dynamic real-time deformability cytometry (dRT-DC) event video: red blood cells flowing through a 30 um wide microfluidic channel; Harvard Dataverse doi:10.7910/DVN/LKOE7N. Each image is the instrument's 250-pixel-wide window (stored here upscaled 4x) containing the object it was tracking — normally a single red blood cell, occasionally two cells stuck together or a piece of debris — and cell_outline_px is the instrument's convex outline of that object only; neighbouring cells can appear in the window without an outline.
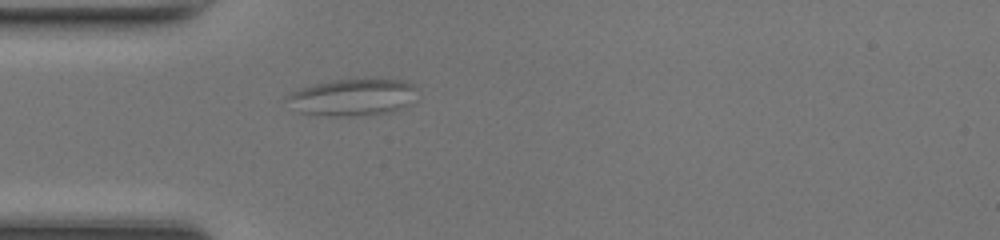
{"species": "common noctule bat (a hibernating species)", "species_latin": "Nyctalus noctula", "temperature_condition": "room temperature", "stored_images_in_passage": 27, "camera_frame_rate_fps": 3000, "um_per_image_px": 0.085, "animal": {"sex": "female", "body_mass_g": 17.0, "forearm_length_mm": 48.0}, "frame": {"image": 1, "passage_image": 2, "time_ms": 0.333, "image_size_px": [1000, 240], "cell_outline_px": [[412, 88], [404, 104], [392, 112], [348, 116], [328, 116], [300, 112], [288, 96], [288, 92], [296, 88], [332, 80], [404, 80], [412, 84]], "centroid_in_image_um": [29.84, 8.26], "position_along_channel_um": 55.2, "area_um2": 26.59}}
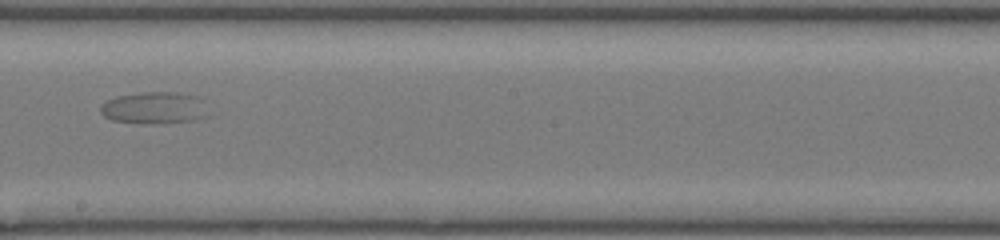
{"frame": {"image": 2, "passage_image": 16, "time_ms": 5.0, "image_size_px": [1000, 240], "cell_outline_px": [[208, 116], [192, 120], [112, 120], [104, 116], [100, 112], [100, 108], [108, 100], [116, 96], [140, 92], [176, 92], [196, 96]], "centroid_in_image_um": [13.06, 9.09], "position_along_channel_um": 235.1, "area_um2": 18.44}}
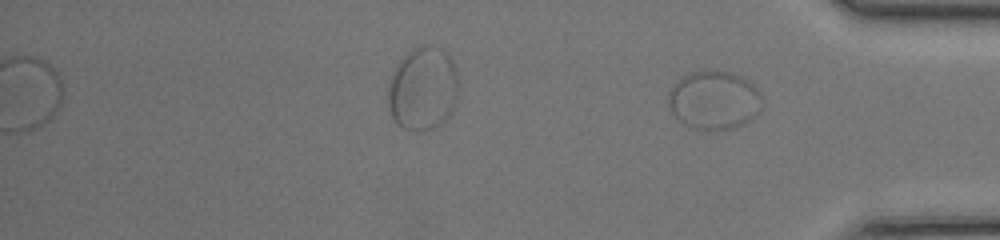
{"frame": {"image": 3, "passage_image": 27, "time_ms": 8.667, "image_size_px": [1000, 240], "cell_outline_px": [[760, 96], [756, 112], [748, 120], [740, 124], [728, 128], [692, 128], [684, 124], [672, 112], [668, 104], [668, 88], [684, 76], [692, 72], [732, 72], [748, 80], [760, 92]], "centroid_in_image_um": [60.62, 8.48], "position_along_channel_um": 374.6, "area_um2": 30.81}}